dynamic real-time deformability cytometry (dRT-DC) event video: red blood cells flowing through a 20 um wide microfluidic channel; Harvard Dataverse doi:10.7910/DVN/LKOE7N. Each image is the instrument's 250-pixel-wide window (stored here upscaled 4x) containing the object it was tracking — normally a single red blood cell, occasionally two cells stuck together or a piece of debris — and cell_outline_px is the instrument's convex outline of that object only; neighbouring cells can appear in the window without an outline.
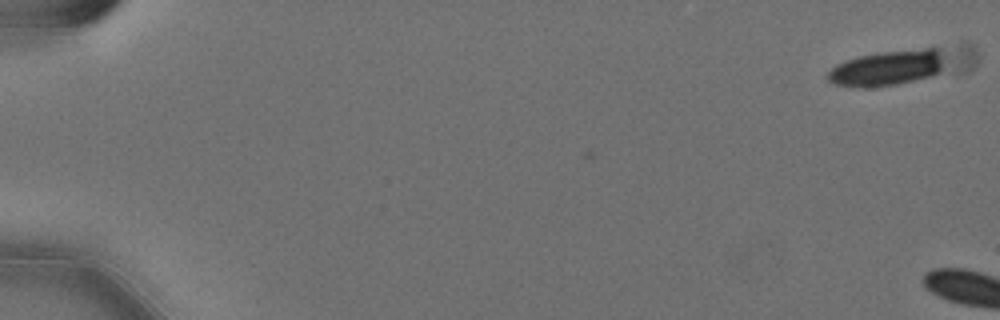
{"species": "Egyptian fruit bat (a non-hibernating species)", "species_latin": "Rousettus aegyptiacus", "temperature_condition": "cold", "stored_images_in_passage": 3, "camera_frame_rate_fps": 3000, "um_per_image_px": 0.085, "animal": {"sex": "female"}, "frame": {"image": 1, "passage_image": 3, "time_ms": 0.667, "image_size_px": [1000, 320], "cell_outline_px": [[976, 64], [968, 72], [896, 84], [864, 88], [832, 84], [824, 76], [836, 64], [860, 56], [884, 52], [964, 40], [972, 44], [976, 48]], "centroid_in_image_um": [76.91, 5.56], "position_along_channel_um": 8.1, "area_um2": 32.71}}